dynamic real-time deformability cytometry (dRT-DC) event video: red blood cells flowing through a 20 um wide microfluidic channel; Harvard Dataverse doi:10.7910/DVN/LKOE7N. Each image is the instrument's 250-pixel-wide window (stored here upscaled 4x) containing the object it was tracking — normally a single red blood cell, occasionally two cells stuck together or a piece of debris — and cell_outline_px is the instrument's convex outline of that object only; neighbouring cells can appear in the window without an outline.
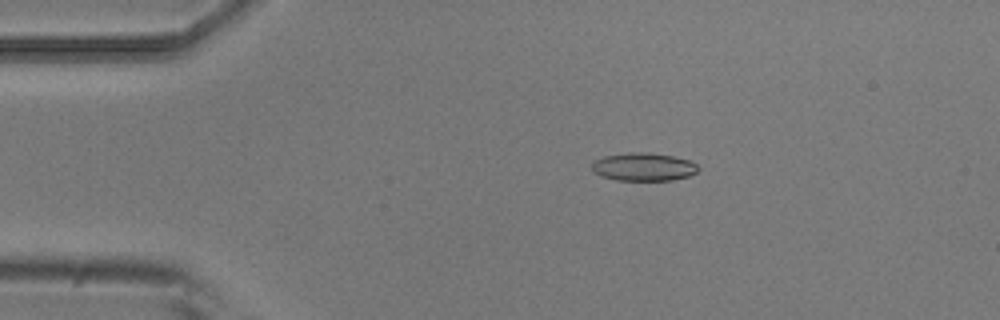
{"species": "common noctule bat (a hibernating species)", "species_latin": "Nyctalus noctula", "temperature_condition": "room temperature", "stored_images_in_passage": 5, "camera_frame_rate_fps": 3000, "um_per_image_px": 0.085, "animal": {"sex": "male", "body_mass_g": 20.5, "forearm_length_mm": 52.5}, "frame": {"image": 1, "passage_image": 3, "time_ms": 0.667, "image_size_px": [1000, 320], "cell_outline_px": [[700, 168], [696, 172], [688, 176], [672, 180], [616, 180], [600, 176], [592, 168], [592, 160], [604, 156], [628, 152], [648, 152], [672, 156], [692, 160]], "centroid_in_image_um": [54.7, 14.17], "position_along_channel_um": 30.3, "area_um2": 17.51}}
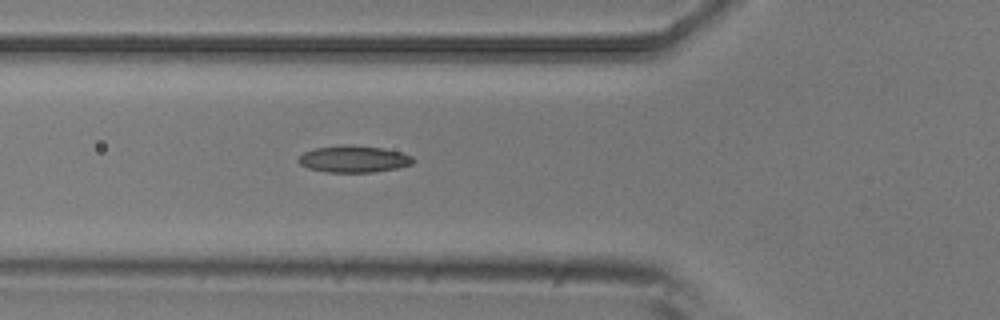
{"frame": {"image": 2, "passage_image": 5, "time_ms": 1.333, "image_size_px": [1000, 320], "cell_outline_px": [[416, 160], [412, 164], [400, 168], [372, 172], [328, 172], [308, 168], [300, 164], [296, 160], [304, 152], [312, 148], [340, 144], [352, 144], [384, 148], [400, 152], [412, 156]], "centroid_in_image_um": [30.07, 13.5], "position_along_channel_um": 95.7, "area_um2": 18.26}}